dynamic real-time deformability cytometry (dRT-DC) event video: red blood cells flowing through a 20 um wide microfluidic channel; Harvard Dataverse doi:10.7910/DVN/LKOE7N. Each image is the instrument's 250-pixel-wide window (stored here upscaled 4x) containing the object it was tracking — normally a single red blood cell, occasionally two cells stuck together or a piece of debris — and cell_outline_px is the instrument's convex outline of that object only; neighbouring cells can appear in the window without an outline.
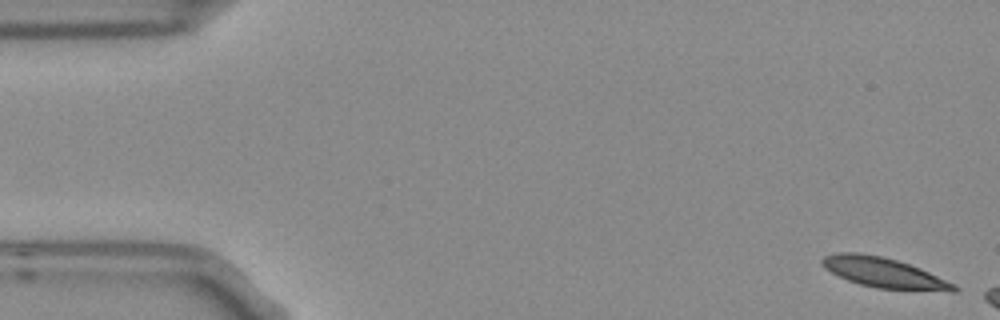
{"species": "Egyptian fruit bat (a non-hibernating species)", "species_latin": "Rousettus aegyptiacus", "temperature_condition": "room temperature", "stored_images_in_passage": 3, "camera_frame_rate_fps": 3000, "um_per_image_px": 0.085, "frame": {"image": 1, "passage_image": 1, "time_ms": 0.0, "image_size_px": [1000, 320], "cell_outline_px": [[960, 292], [952, 292], [876, 288], [860, 284], [848, 280], [824, 268], [820, 260], [824, 256], [836, 252], [860, 252], [880, 256], [896, 260], [920, 268], [956, 284], [960, 288]], "centroid_in_image_um": [75.18, 23.19], "position_along_channel_um": 9.8, "area_um2": 23.24}}